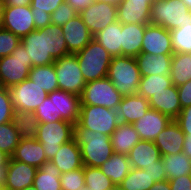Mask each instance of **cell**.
Returning a JSON list of instances; mask_svg holds the SVG:
<instances>
[{"label":"cell","instance_id":"obj_1","mask_svg":"<svg viewBox=\"0 0 191 190\" xmlns=\"http://www.w3.org/2000/svg\"><path fill=\"white\" fill-rule=\"evenodd\" d=\"M63 35L62 27L51 23L24 36L20 44L30 57L31 66L51 65L57 59L71 54Z\"/></svg>","mask_w":191,"mask_h":190},{"label":"cell","instance_id":"obj_2","mask_svg":"<svg viewBox=\"0 0 191 190\" xmlns=\"http://www.w3.org/2000/svg\"><path fill=\"white\" fill-rule=\"evenodd\" d=\"M74 137L80 147L84 166L100 167L114 154L110 136L87 128H75Z\"/></svg>","mask_w":191,"mask_h":190},{"label":"cell","instance_id":"obj_3","mask_svg":"<svg viewBox=\"0 0 191 190\" xmlns=\"http://www.w3.org/2000/svg\"><path fill=\"white\" fill-rule=\"evenodd\" d=\"M107 77L123 97L137 94L141 75L135 57L113 56Z\"/></svg>","mask_w":191,"mask_h":190},{"label":"cell","instance_id":"obj_4","mask_svg":"<svg viewBox=\"0 0 191 190\" xmlns=\"http://www.w3.org/2000/svg\"><path fill=\"white\" fill-rule=\"evenodd\" d=\"M75 55L86 83L107 77L112 56L94 38Z\"/></svg>","mask_w":191,"mask_h":190},{"label":"cell","instance_id":"obj_5","mask_svg":"<svg viewBox=\"0 0 191 190\" xmlns=\"http://www.w3.org/2000/svg\"><path fill=\"white\" fill-rule=\"evenodd\" d=\"M150 23L167 30L183 28L191 24V11L181 0H163L151 5Z\"/></svg>","mask_w":191,"mask_h":190},{"label":"cell","instance_id":"obj_6","mask_svg":"<svg viewBox=\"0 0 191 190\" xmlns=\"http://www.w3.org/2000/svg\"><path fill=\"white\" fill-rule=\"evenodd\" d=\"M75 125L64 121L39 123L36 140L41 143L45 156L50 161L61 145L74 138Z\"/></svg>","mask_w":191,"mask_h":190},{"label":"cell","instance_id":"obj_7","mask_svg":"<svg viewBox=\"0 0 191 190\" xmlns=\"http://www.w3.org/2000/svg\"><path fill=\"white\" fill-rule=\"evenodd\" d=\"M117 109L102 106L81 105L75 128H87L111 136L119 124Z\"/></svg>","mask_w":191,"mask_h":190},{"label":"cell","instance_id":"obj_8","mask_svg":"<svg viewBox=\"0 0 191 190\" xmlns=\"http://www.w3.org/2000/svg\"><path fill=\"white\" fill-rule=\"evenodd\" d=\"M31 59L20 44L11 55L0 58V86L10 88L21 83L30 74Z\"/></svg>","mask_w":191,"mask_h":190},{"label":"cell","instance_id":"obj_9","mask_svg":"<svg viewBox=\"0 0 191 190\" xmlns=\"http://www.w3.org/2000/svg\"><path fill=\"white\" fill-rule=\"evenodd\" d=\"M123 96L108 77L87 82L80 96L81 105L117 109Z\"/></svg>","mask_w":191,"mask_h":190},{"label":"cell","instance_id":"obj_10","mask_svg":"<svg viewBox=\"0 0 191 190\" xmlns=\"http://www.w3.org/2000/svg\"><path fill=\"white\" fill-rule=\"evenodd\" d=\"M54 68L59 89L81 96L86 81L81 73L76 55L69 54L57 59Z\"/></svg>","mask_w":191,"mask_h":190},{"label":"cell","instance_id":"obj_11","mask_svg":"<svg viewBox=\"0 0 191 190\" xmlns=\"http://www.w3.org/2000/svg\"><path fill=\"white\" fill-rule=\"evenodd\" d=\"M15 111L34 112L46 99L48 93L30 79L9 88Z\"/></svg>","mask_w":191,"mask_h":190},{"label":"cell","instance_id":"obj_12","mask_svg":"<svg viewBox=\"0 0 191 190\" xmlns=\"http://www.w3.org/2000/svg\"><path fill=\"white\" fill-rule=\"evenodd\" d=\"M79 15L94 36L109 24L117 21V5L94 1Z\"/></svg>","mask_w":191,"mask_h":190},{"label":"cell","instance_id":"obj_13","mask_svg":"<svg viewBox=\"0 0 191 190\" xmlns=\"http://www.w3.org/2000/svg\"><path fill=\"white\" fill-rule=\"evenodd\" d=\"M2 28L11 31L20 39L36 30L31 6H4Z\"/></svg>","mask_w":191,"mask_h":190},{"label":"cell","instance_id":"obj_14","mask_svg":"<svg viewBox=\"0 0 191 190\" xmlns=\"http://www.w3.org/2000/svg\"><path fill=\"white\" fill-rule=\"evenodd\" d=\"M141 53L152 55L174 54L170 31L159 25L147 24Z\"/></svg>","mask_w":191,"mask_h":190},{"label":"cell","instance_id":"obj_15","mask_svg":"<svg viewBox=\"0 0 191 190\" xmlns=\"http://www.w3.org/2000/svg\"><path fill=\"white\" fill-rule=\"evenodd\" d=\"M153 2L121 0L117 5V21L121 24H150Z\"/></svg>","mask_w":191,"mask_h":190},{"label":"cell","instance_id":"obj_16","mask_svg":"<svg viewBox=\"0 0 191 190\" xmlns=\"http://www.w3.org/2000/svg\"><path fill=\"white\" fill-rule=\"evenodd\" d=\"M62 30L71 54L82 50L94 38L79 14L64 24Z\"/></svg>","mask_w":191,"mask_h":190},{"label":"cell","instance_id":"obj_17","mask_svg":"<svg viewBox=\"0 0 191 190\" xmlns=\"http://www.w3.org/2000/svg\"><path fill=\"white\" fill-rule=\"evenodd\" d=\"M37 170L29 164L13 160L10 157L4 187L9 190H22L32 186Z\"/></svg>","mask_w":191,"mask_h":190},{"label":"cell","instance_id":"obj_18","mask_svg":"<svg viewBox=\"0 0 191 190\" xmlns=\"http://www.w3.org/2000/svg\"><path fill=\"white\" fill-rule=\"evenodd\" d=\"M171 119L163 113L149 108L142 118L133 123L141 140L154 141L157 135L166 128Z\"/></svg>","mask_w":191,"mask_h":190},{"label":"cell","instance_id":"obj_19","mask_svg":"<svg viewBox=\"0 0 191 190\" xmlns=\"http://www.w3.org/2000/svg\"><path fill=\"white\" fill-rule=\"evenodd\" d=\"M185 134L175 120H171L154 140L162 156L177 154L183 151Z\"/></svg>","mask_w":191,"mask_h":190},{"label":"cell","instance_id":"obj_20","mask_svg":"<svg viewBox=\"0 0 191 190\" xmlns=\"http://www.w3.org/2000/svg\"><path fill=\"white\" fill-rule=\"evenodd\" d=\"M151 109H155L168 116L171 120H175L180 114L181 105L178 96V89L175 85L153 94L148 100Z\"/></svg>","mask_w":191,"mask_h":190},{"label":"cell","instance_id":"obj_21","mask_svg":"<svg viewBox=\"0 0 191 190\" xmlns=\"http://www.w3.org/2000/svg\"><path fill=\"white\" fill-rule=\"evenodd\" d=\"M150 108L149 101L138 93L124 96L117 108L120 123L133 124Z\"/></svg>","mask_w":191,"mask_h":190},{"label":"cell","instance_id":"obj_22","mask_svg":"<svg viewBox=\"0 0 191 190\" xmlns=\"http://www.w3.org/2000/svg\"><path fill=\"white\" fill-rule=\"evenodd\" d=\"M11 158L29 164L37 169L48 161L41 143L36 138H21Z\"/></svg>","mask_w":191,"mask_h":190},{"label":"cell","instance_id":"obj_23","mask_svg":"<svg viewBox=\"0 0 191 190\" xmlns=\"http://www.w3.org/2000/svg\"><path fill=\"white\" fill-rule=\"evenodd\" d=\"M51 161L58 167L61 173L84 168L80 147L76 138L74 137L72 140L62 144Z\"/></svg>","mask_w":191,"mask_h":190},{"label":"cell","instance_id":"obj_24","mask_svg":"<svg viewBox=\"0 0 191 190\" xmlns=\"http://www.w3.org/2000/svg\"><path fill=\"white\" fill-rule=\"evenodd\" d=\"M173 54L152 55L140 53L135 57L141 77L149 75L170 76Z\"/></svg>","mask_w":191,"mask_h":190},{"label":"cell","instance_id":"obj_25","mask_svg":"<svg viewBox=\"0 0 191 190\" xmlns=\"http://www.w3.org/2000/svg\"><path fill=\"white\" fill-rule=\"evenodd\" d=\"M80 96L63 90H55L56 118L76 124L80 114Z\"/></svg>","mask_w":191,"mask_h":190},{"label":"cell","instance_id":"obj_26","mask_svg":"<svg viewBox=\"0 0 191 190\" xmlns=\"http://www.w3.org/2000/svg\"><path fill=\"white\" fill-rule=\"evenodd\" d=\"M132 168L143 169L151 166L162 155L154 141L140 140L127 154Z\"/></svg>","mask_w":191,"mask_h":190},{"label":"cell","instance_id":"obj_27","mask_svg":"<svg viewBox=\"0 0 191 190\" xmlns=\"http://www.w3.org/2000/svg\"><path fill=\"white\" fill-rule=\"evenodd\" d=\"M147 24H122L121 56L136 57L141 53Z\"/></svg>","mask_w":191,"mask_h":190},{"label":"cell","instance_id":"obj_28","mask_svg":"<svg viewBox=\"0 0 191 190\" xmlns=\"http://www.w3.org/2000/svg\"><path fill=\"white\" fill-rule=\"evenodd\" d=\"M110 140L114 153L127 155L141 139L132 124L119 123Z\"/></svg>","mask_w":191,"mask_h":190},{"label":"cell","instance_id":"obj_29","mask_svg":"<svg viewBox=\"0 0 191 190\" xmlns=\"http://www.w3.org/2000/svg\"><path fill=\"white\" fill-rule=\"evenodd\" d=\"M99 168L112 180L115 186H119L132 167L129 162L128 155L114 153Z\"/></svg>","mask_w":191,"mask_h":190},{"label":"cell","instance_id":"obj_30","mask_svg":"<svg viewBox=\"0 0 191 190\" xmlns=\"http://www.w3.org/2000/svg\"><path fill=\"white\" fill-rule=\"evenodd\" d=\"M61 171L50 160L38 168L33 185L37 190H62L60 177Z\"/></svg>","mask_w":191,"mask_h":190},{"label":"cell","instance_id":"obj_31","mask_svg":"<svg viewBox=\"0 0 191 190\" xmlns=\"http://www.w3.org/2000/svg\"><path fill=\"white\" fill-rule=\"evenodd\" d=\"M121 32L122 24L116 21L94 35L108 53L113 56H121Z\"/></svg>","mask_w":191,"mask_h":190},{"label":"cell","instance_id":"obj_32","mask_svg":"<svg viewBox=\"0 0 191 190\" xmlns=\"http://www.w3.org/2000/svg\"><path fill=\"white\" fill-rule=\"evenodd\" d=\"M170 78L179 87L191 80V53H174L171 60Z\"/></svg>","mask_w":191,"mask_h":190},{"label":"cell","instance_id":"obj_33","mask_svg":"<svg viewBox=\"0 0 191 190\" xmlns=\"http://www.w3.org/2000/svg\"><path fill=\"white\" fill-rule=\"evenodd\" d=\"M167 180L183 175H191V158L185 153L169 154L162 156Z\"/></svg>","mask_w":191,"mask_h":190},{"label":"cell","instance_id":"obj_34","mask_svg":"<svg viewBox=\"0 0 191 190\" xmlns=\"http://www.w3.org/2000/svg\"><path fill=\"white\" fill-rule=\"evenodd\" d=\"M28 79L36 83L39 87L44 89L47 93L58 90V78L54 63L51 65L34 66L30 69Z\"/></svg>","mask_w":191,"mask_h":190},{"label":"cell","instance_id":"obj_35","mask_svg":"<svg viewBox=\"0 0 191 190\" xmlns=\"http://www.w3.org/2000/svg\"><path fill=\"white\" fill-rule=\"evenodd\" d=\"M21 138L35 139L39 121L34 112L14 111L12 121Z\"/></svg>","mask_w":191,"mask_h":190},{"label":"cell","instance_id":"obj_36","mask_svg":"<svg viewBox=\"0 0 191 190\" xmlns=\"http://www.w3.org/2000/svg\"><path fill=\"white\" fill-rule=\"evenodd\" d=\"M172 85L170 76L149 75L141 77L137 93L149 100L153 94L164 91Z\"/></svg>","mask_w":191,"mask_h":190},{"label":"cell","instance_id":"obj_37","mask_svg":"<svg viewBox=\"0 0 191 190\" xmlns=\"http://www.w3.org/2000/svg\"><path fill=\"white\" fill-rule=\"evenodd\" d=\"M154 183L144 169L131 168L128 175L118 187L121 190H149Z\"/></svg>","mask_w":191,"mask_h":190},{"label":"cell","instance_id":"obj_38","mask_svg":"<svg viewBox=\"0 0 191 190\" xmlns=\"http://www.w3.org/2000/svg\"><path fill=\"white\" fill-rule=\"evenodd\" d=\"M85 186L91 190H112L116 186L99 167L84 166Z\"/></svg>","mask_w":191,"mask_h":190},{"label":"cell","instance_id":"obj_39","mask_svg":"<svg viewBox=\"0 0 191 190\" xmlns=\"http://www.w3.org/2000/svg\"><path fill=\"white\" fill-rule=\"evenodd\" d=\"M21 137L12 122L0 124V150L13 155Z\"/></svg>","mask_w":191,"mask_h":190},{"label":"cell","instance_id":"obj_40","mask_svg":"<svg viewBox=\"0 0 191 190\" xmlns=\"http://www.w3.org/2000/svg\"><path fill=\"white\" fill-rule=\"evenodd\" d=\"M174 53H191V24L170 30Z\"/></svg>","mask_w":191,"mask_h":190},{"label":"cell","instance_id":"obj_41","mask_svg":"<svg viewBox=\"0 0 191 190\" xmlns=\"http://www.w3.org/2000/svg\"><path fill=\"white\" fill-rule=\"evenodd\" d=\"M39 123L59 121L56 118L55 91L48 93L46 99L34 111Z\"/></svg>","mask_w":191,"mask_h":190},{"label":"cell","instance_id":"obj_42","mask_svg":"<svg viewBox=\"0 0 191 190\" xmlns=\"http://www.w3.org/2000/svg\"><path fill=\"white\" fill-rule=\"evenodd\" d=\"M62 190H81L85 187L84 168H78L66 173L60 177Z\"/></svg>","mask_w":191,"mask_h":190},{"label":"cell","instance_id":"obj_43","mask_svg":"<svg viewBox=\"0 0 191 190\" xmlns=\"http://www.w3.org/2000/svg\"><path fill=\"white\" fill-rule=\"evenodd\" d=\"M14 111L9 88L0 86V124L11 122Z\"/></svg>","mask_w":191,"mask_h":190},{"label":"cell","instance_id":"obj_44","mask_svg":"<svg viewBox=\"0 0 191 190\" xmlns=\"http://www.w3.org/2000/svg\"><path fill=\"white\" fill-rule=\"evenodd\" d=\"M21 39L11 31L0 28V58L11 55L20 45Z\"/></svg>","mask_w":191,"mask_h":190},{"label":"cell","instance_id":"obj_45","mask_svg":"<svg viewBox=\"0 0 191 190\" xmlns=\"http://www.w3.org/2000/svg\"><path fill=\"white\" fill-rule=\"evenodd\" d=\"M77 15L78 13L65 1L51 14V23L62 27Z\"/></svg>","mask_w":191,"mask_h":190},{"label":"cell","instance_id":"obj_46","mask_svg":"<svg viewBox=\"0 0 191 190\" xmlns=\"http://www.w3.org/2000/svg\"><path fill=\"white\" fill-rule=\"evenodd\" d=\"M66 0H31L32 13L52 14Z\"/></svg>","mask_w":191,"mask_h":190},{"label":"cell","instance_id":"obj_47","mask_svg":"<svg viewBox=\"0 0 191 190\" xmlns=\"http://www.w3.org/2000/svg\"><path fill=\"white\" fill-rule=\"evenodd\" d=\"M146 173L152 178L154 182H160L167 180V175L165 173V168L162 158L155 161L151 166L143 168Z\"/></svg>","mask_w":191,"mask_h":190},{"label":"cell","instance_id":"obj_48","mask_svg":"<svg viewBox=\"0 0 191 190\" xmlns=\"http://www.w3.org/2000/svg\"><path fill=\"white\" fill-rule=\"evenodd\" d=\"M175 121L184 134H191V106L182 108Z\"/></svg>","mask_w":191,"mask_h":190},{"label":"cell","instance_id":"obj_49","mask_svg":"<svg viewBox=\"0 0 191 190\" xmlns=\"http://www.w3.org/2000/svg\"><path fill=\"white\" fill-rule=\"evenodd\" d=\"M181 108L191 106V80L177 87Z\"/></svg>","mask_w":191,"mask_h":190},{"label":"cell","instance_id":"obj_50","mask_svg":"<svg viewBox=\"0 0 191 190\" xmlns=\"http://www.w3.org/2000/svg\"><path fill=\"white\" fill-rule=\"evenodd\" d=\"M171 190H191V175H183L168 180Z\"/></svg>","mask_w":191,"mask_h":190},{"label":"cell","instance_id":"obj_51","mask_svg":"<svg viewBox=\"0 0 191 190\" xmlns=\"http://www.w3.org/2000/svg\"><path fill=\"white\" fill-rule=\"evenodd\" d=\"M35 29L43 28L51 24V14L49 13H32Z\"/></svg>","mask_w":191,"mask_h":190},{"label":"cell","instance_id":"obj_52","mask_svg":"<svg viewBox=\"0 0 191 190\" xmlns=\"http://www.w3.org/2000/svg\"><path fill=\"white\" fill-rule=\"evenodd\" d=\"M66 2L79 14L92 4L94 0H66Z\"/></svg>","mask_w":191,"mask_h":190},{"label":"cell","instance_id":"obj_53","mask_svg":"<svg viewBox=\"0 0 191 190\" xmlns=\"http://www.w3.org/2000/svg\"><path fill=\"white\" fill-rule=\"evenodd\" d=\"M4 6L22 7L31 4V0H3Z\"/></svg>","mask_w":191,"mask_h":190},{"label":"cell","instance_id":"obj_54","mask_svg":"<svg viewBox=\"0 0 191 190\" xmlns=\"http://www.w3.org/2000/svg\"><path fill=\"white\" fill-rule=\"evenodd\" d=\"M182 152L191 158V134H185Z\"/></svg>","mask_w":191,"mask_h":190},{"label":"cell","instance_id":"obj_55","mask_svg":"<svg viewBox=\"0 0 191 190\" xmlns=\"http://www.w3.org/2000/svg\"><path fill=\"white\" fill-rule=\"evenodd\" d=\"M149 190H171L170 183L168 180L155 182L154 185L149 188Z\"/></svg>","mask_w":191,"mask_h":190},{"label":"cell","instance_id":"obj_56","mask_svg":"<svg viewBox=\"0 0 191 190\" xmlns=\"http://www.w3.org/2000/svg\"><path fill=\"white\" fill-rule=\"evenodd\" d=\"M7 165H0V188L4 187L6 181Z\"/></svg>","mask_w":191,"mask_h":190},{"label":"cell","instance_id":"obj_57","mask_svg":"<svg viewBox=\"0 0 191 190\" xmlns=\"http://www.w3.org/2000/svg\"><path fill=\"white\" fill-rule=\"evenodd\" d=\"M10 156L0 150V165H8Z\"/></svg>","mask_w":191,"mask_h":190},{"label":"cell","instance_id":"obj_58","mask_svg":"<svg viewBox=\"0 0 191 190\" xmlns=\"http://www.w3.org/2000/svg\"><path fill=\"white\" fill-rule=\"evenodd\" d=\"M95 2H103V3H110L114 5H118L121 0H94Z\"/></svg>","mask_w":191,"mask_h":190},{"label":"cell","instance_id":"obj_59","mask_svg":"<svg viewBox=\"0 0 191 190\" xmlns=\"http://www.w3.org/2000/svg\"><path fill=\"white\" fill-rule=\"evenodd\" d=\"M3 8H4L3 0H0V28H2Z\"/></svg>","mask_w":191,"mask_h":190},{"label":"cell","instance_id":"obj_60","mask_svg":"<svg viewBox=\"0 0 191 190\" xmlns=\"http://www.w3.org/2000/svg\"><path fill=\"white\" fill-rule=\"evenodd\" d=\"M185 6L188 7V9L191 11V0H181Z\"/></svg>","mask_w":191,"mask_h":190},{"label":"cell","instance_id":"obj_61","mask_svg":"<svg viewBox=\"0 0 191 190\" xmlns=\"http://www.w3.org/2000/svg\"><path fill=\"white\" fill-rule=\"evenodd\" d=\"M22 190H37V189L34 187V185H32V186H28Z\"/></svg>","mask_w":191,"mask_h":190},{"label":"cell","instance_id":"obj_62","mask_svg":"<svg viewBox=\"0 0 191 190\" xmlns=\"http://www.w3.org/2000/svg\"><path fill=\"white\" fill-rule=\"evenodd\" d=\"M138 1L153 2V0H138Z\"/></svg>","mask_w":191,"mask_h":190},{"label":"cell","instance_id":"obj_63","mask_svg":"<svg viewBox=\"0 0 191 190\" xmlns=\"http://www.w3.org/2000/svg\"><path fill=\"white\" fill-rule=\"evenodd\" d=\"M81 190H91V189L85 186V187H84L83 189H81Z\"/></svg>","mask_w":191,"mask_h":190},{"label":"cell","instance_id":"obj_64","mask_svg":"<svg viewBox=\"0 0 191 190\" xmlns=\"http://www.w3.org/2000/svg\"><path fill=\"white\" fill-rule=\"evenodd\" d=\"M112 190H121L118 186H116L114 189Z\"/></svg>","mask_w":191,"mask_h":190},{"label":"cell","instance_id":"obj_65","mask_svg":"<svg viewBox=\"0 0 191 190\" xmlns=\"http://www.w3.org/2000/svg\"><path fill=\"white\" fill-rule=\"evenodd\" d=\"M0 190H9V189H7V188L3 187V188H0Z\"/></svg>","mask_w":191,"mask_h":190}]
</instances>
